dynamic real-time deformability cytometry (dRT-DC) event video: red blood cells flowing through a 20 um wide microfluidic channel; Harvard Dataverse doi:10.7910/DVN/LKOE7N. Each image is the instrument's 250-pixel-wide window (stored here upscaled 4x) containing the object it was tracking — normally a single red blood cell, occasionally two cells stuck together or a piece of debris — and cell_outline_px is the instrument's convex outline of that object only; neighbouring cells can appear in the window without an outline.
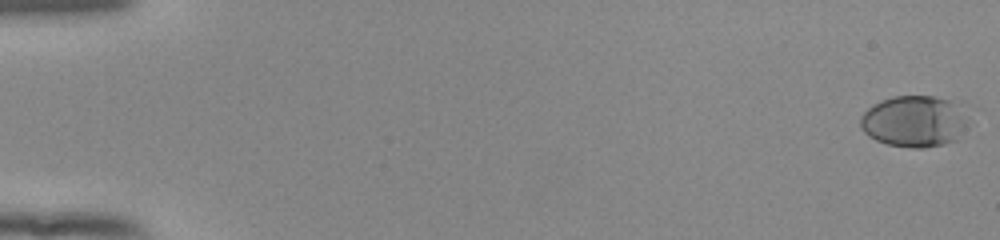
{"species": "human", "species_latin": "Homo sapiens", "temperature_condition": "room temperature", "stored_images_in_passage": 55, "camera_frame_rate_fps": 3000, "um_per_image_px": 0.085, "donor": {"sex": "female"}, "frame": {"image": 1, "passage_image": 1, "time_ms": 0.0, "image_size_px": [1000, 240], "cell_outline_px": [[968, 120], [956, 140], [944, 144], [924, 148], [912, 148], [888, 144], [876, 140], [868, 136], [864, 132], [860, 124], [860, 116], [872, 104], [880, 100], [892, 96], [936, 96], [964, 100]], "centroid_in_image_um": [77.78, 10.26], "position_along_channel_um": 7.2, "area_um2": 33.23}}
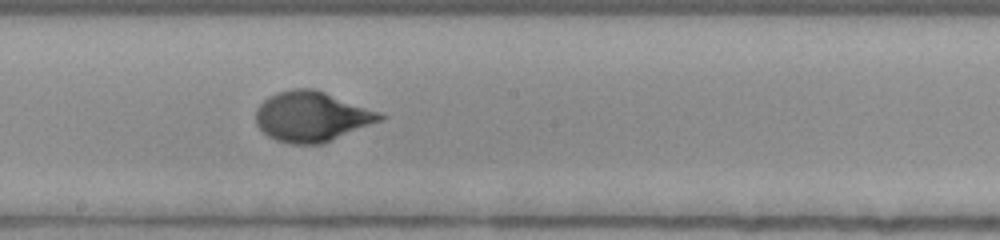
{"frame": {"image": 2, "passage_image": 32, "time_ms": 10.333, "image_size_px": [1000, 240], "cell_outline_px": [[388, 116], [384, 120], [324, 144], [292, 144], [276, 140], [268, 136], [256, 124], [256, 108], [268, 96], [276, 92], [292, 88], [316, 88], [380, 112]], "centroid_in_image_um": [26.53, 9.9], "position_along_channel_um": 221.7, "area_um2": 36.82}}
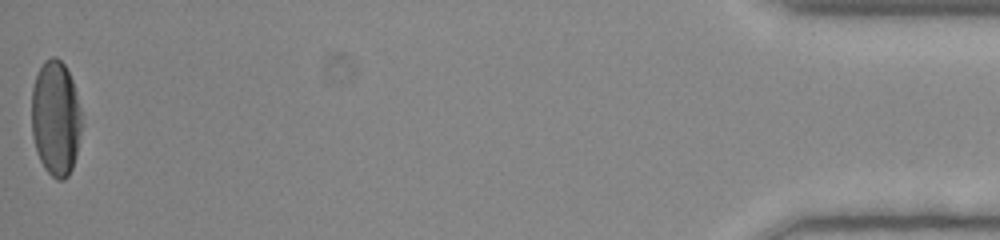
{"frame": {"image": 3, "passage_image": 55, "time_ms": 18.0, "image_size_px": [1000, 240], "cell_outline_px": [[80, 132], [76, 156], [72, 168], [68, 176], [64, 180], [56, 180], [44, 168], [36, 152], [32, 136], [32, 88], [36, 76], [44, 60], [52, 56], [56, 56], [64, 64], [72, 80], [76, 92], [80, 108]], "centroid_in_image_um": [4.72, 10.06], "position_along_channel_um": 430.5, "area_um2": 33.58}, "authors_computed_cell_mechanics": {"area_um2": 33.524, "velocity_mm_per_s": 3.8721, "shape_relaxation_time_tau1_ms": 4.5164, "shape_relaxation_time_tau2_ms": null, "deformation_change_tau1": 0.1994, "deformation_change_tau2": null}}